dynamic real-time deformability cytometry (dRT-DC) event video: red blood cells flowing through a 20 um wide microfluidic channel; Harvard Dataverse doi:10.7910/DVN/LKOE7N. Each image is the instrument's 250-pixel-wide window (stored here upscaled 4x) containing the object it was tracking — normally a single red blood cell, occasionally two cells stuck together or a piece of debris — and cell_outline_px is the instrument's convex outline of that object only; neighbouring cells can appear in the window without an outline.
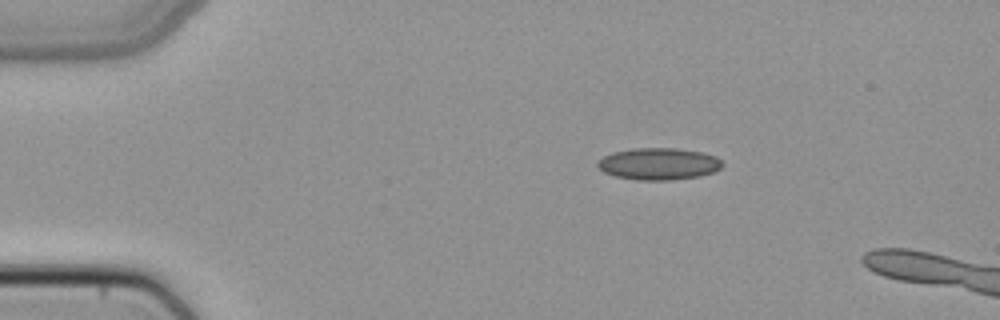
{"species": "common noctule bat (a hibernating species)", "species_latin": "Nyctalus noctula", "temperature_condition": "cold", "stored_images_in_passage": 6, "camera_frame_rate_fps": 3000, "um_per_image_px": 0.085, "animal": {"sex": "female", "body_mass_g": 22.7, "forearm_length_mm": 54.2}, "frame": {"image": 1, "passage_image": 1, "time_ms": 0.0, "image_size_px": [1000, 320], "cell_outline_px": [[724, 164], [716, 172], [700, 176], [672, 180], [636, 180], [616, 176], [604, 172], [596, 164], [604, 156], [612, 152], [632, 148], [676, 148], [700, 152], [716, 156]], "centroid_in_image_um": [56.01, 13.93], "position_along_channel_um": 29.0, "area_um2": 23.24}}